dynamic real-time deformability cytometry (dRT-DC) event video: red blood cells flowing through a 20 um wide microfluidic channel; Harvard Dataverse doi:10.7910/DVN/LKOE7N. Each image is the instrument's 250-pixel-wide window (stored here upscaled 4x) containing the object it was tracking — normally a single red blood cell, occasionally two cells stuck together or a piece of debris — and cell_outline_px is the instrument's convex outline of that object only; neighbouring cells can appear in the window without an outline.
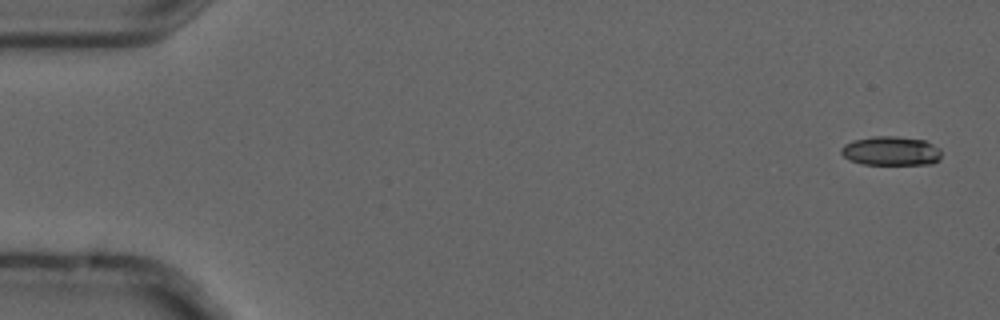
{"species": "common noctule bat (a hibernating species)", "species_latin": "Nyctalus noctula", "temperature_condition": "cold", "stored_images_in_passage": 6, "camera_frame_rate_fps": 3000, "um_per_image_px": 0.085, "animal": {"sex": "male", "forearm_length_mm": 52.5}, "frame": {"image": 1, "passage_image": 1, "time_ms": 0.0, "image_size_px": [1000, 320], "cell_outline_px": [[940, 160], [932, 164], [864, 164], [848, 160], [840, 152], [840, 148], [844, 144], [852, 140], [872, 136], [896, 136], [924, 140], [940, 148]], "centroid_in_image_um": [75.71, 12.83], "position_along_channel_um": 9.3, "area_um2": 17.17}}
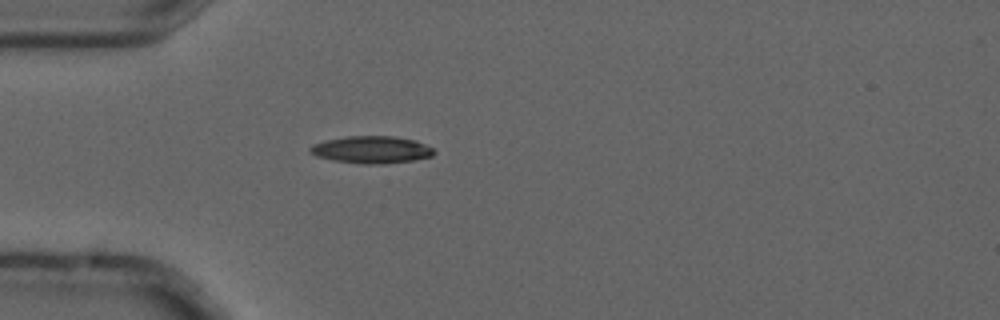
{"frame": {"image": 2, "passage_image": 5, "time_ms": 1.333, "image_size_px": [1000, 320], "cell_outline_px": [[436, 152], [432, 156], [412, 160], [384, 164], [364, 164], [332, 160], [316, 156], [308, 152], [308, 148], [312, 144], [324, 140], [348, 136], [396, 136], [416, 140], [432, 148]], "centroid_in_image_um": [31.55, 12.72], "position_along_channel_um": 53.5, "area_um2": 19.83}}